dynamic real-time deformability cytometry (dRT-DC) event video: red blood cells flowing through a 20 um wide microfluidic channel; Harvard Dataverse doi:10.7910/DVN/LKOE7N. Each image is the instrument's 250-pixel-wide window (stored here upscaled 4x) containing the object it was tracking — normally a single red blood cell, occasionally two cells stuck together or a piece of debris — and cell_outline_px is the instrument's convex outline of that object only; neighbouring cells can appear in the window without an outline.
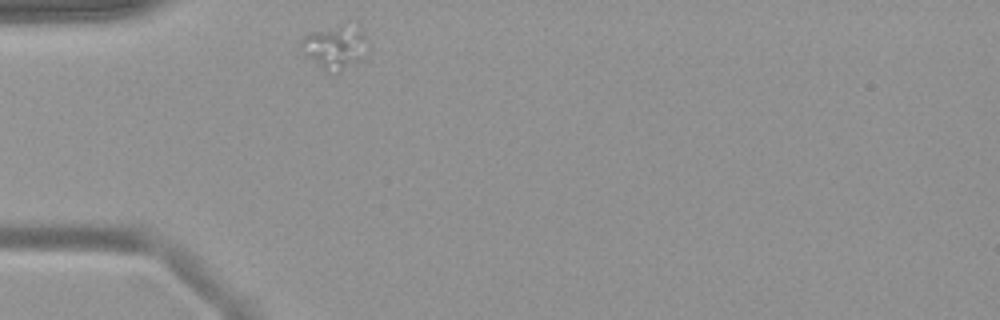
{"species": "common noctule bat (a hibernating species)", "species_latin": "Nyctalus noctula", "temperature_condition": "warm", "stored_images_in_passage": 19, "camera_frame_rate_fps": 3000, "um_per_image_px": 0.085, "animal": {"sex": "female", "body_mass_g": 19.9}, "frame": {"image": 1, "passage_image": 1, "time_ms": 0.0, "image_size_px": [1000, 320], "cell_outline_px": [[364, 36], [360, 60], [332, 76], [304, 56], [300, 44], [300, 40], [308, 32], [336, 28], [360, 28], [364, 32]], "centroid_in_image_um": [28.34, 4.1], "position_along_channel_um": 56.7, "area_um2": 16.07}}